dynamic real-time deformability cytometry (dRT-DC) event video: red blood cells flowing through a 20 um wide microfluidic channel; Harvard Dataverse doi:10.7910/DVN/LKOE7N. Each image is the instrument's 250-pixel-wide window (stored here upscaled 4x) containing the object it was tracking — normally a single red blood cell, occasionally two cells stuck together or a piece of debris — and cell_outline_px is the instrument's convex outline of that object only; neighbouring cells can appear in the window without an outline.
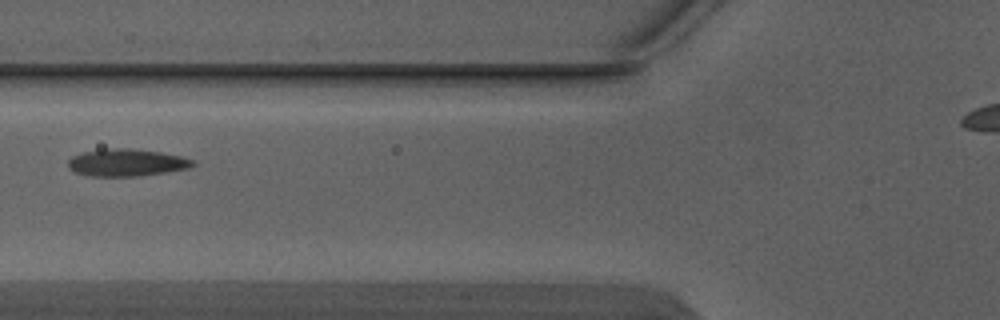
{"species": "Egyptian fruit bat (a non-hibernating species)", "species_latin": "Rousettus aegyptiacus", "temperature_condition": "warm", "stored_images_in_passage": 3, "camera_frame_rate_fps": 3000, "um_per_image_px": 0.085, "animal": {"sex": "male"}, "frame": {"image": 1, "passage_image": 3, "time_ms": 0.667, "image_size_px": [1000, 320], "cell_outline_px": [[196, 164], [188, 168], [140, 176], [88, 176], [76, 172], [68, 168], [68, 160], [72, 156], [84, 152], [112, 148], [132, 148], [160, 152], [180, 156], [192, 160]], "centroid_in_image_um": [10.74, 13.82], "position_along_channel_um": 115.1, "area_um2": 19.65}}